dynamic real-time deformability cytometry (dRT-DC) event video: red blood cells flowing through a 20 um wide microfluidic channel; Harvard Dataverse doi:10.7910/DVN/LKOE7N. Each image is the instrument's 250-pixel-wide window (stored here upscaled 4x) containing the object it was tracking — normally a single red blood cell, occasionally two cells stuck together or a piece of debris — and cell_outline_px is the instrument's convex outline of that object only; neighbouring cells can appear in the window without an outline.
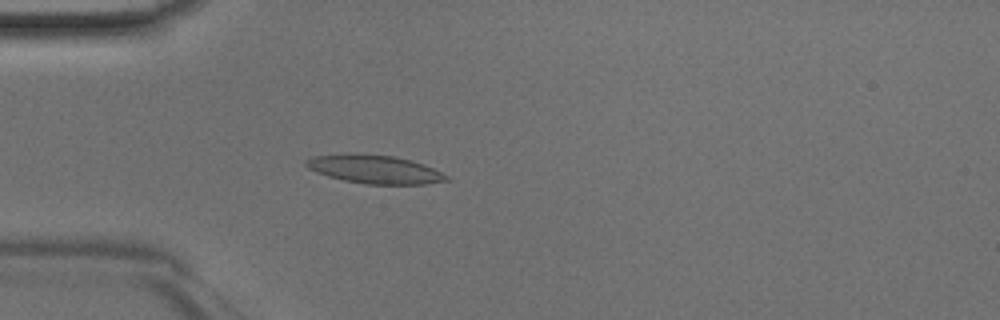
{"species": "Egyptian fruit bat (a non-hibernating species)", "species_latin": "Rousettus aegyptiacus", "temperature_condition": "room temperature", "stored_images_in_passage": 45, "camera_frame_rate_fps": 3000, "um_per_image_px": 0.085, "animal": {"sex": "male"}, "frame": {"image": 1, "passage_image": 12, "time_ms": 3.667, "image_size_px": [1000, 320], "cell_outline_px": [[452, 180], [424, 184], [364, 184], [344, 180], [328, 176], [316, 172], [308, 168], [304, 164], [304, 160], [316, 156], [348, 152], [356, 152], [392, 156], [412, 160], [424, 164], [452, 176]], "centroid_in_image_um": [31.88, 14.38], "position_along_channel_um": 53.1, "area_um2": 23.76}}
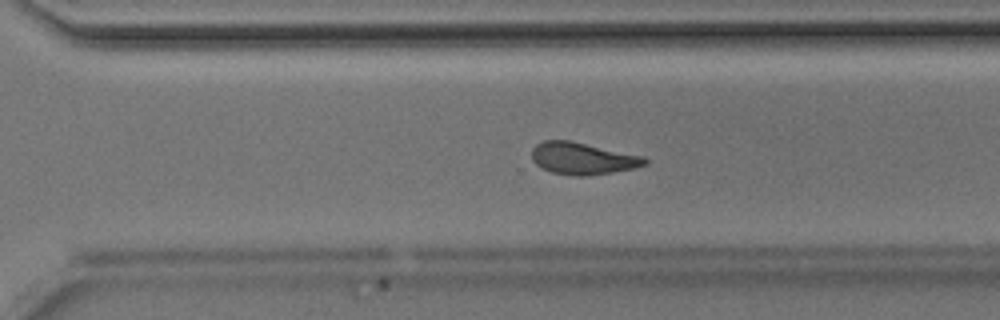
{"frame": {"image": 2, "passage_image": 31, "time_ms": 10.0, "image_size_px": [1000, 320], "cell_outline_px": [[648, 164], [632, 168], [612, 172], [588, 176], [576, 176], [552, 172], [540, 168], [532, 160], [532, 148], [536, 144], [544, 140], [568, 140], [644, 156], [648, 160]], "centroid_in_image_um": [49.5, 13.47], "position_along_channel_um": 321.1, "area_um2": 21.04}}
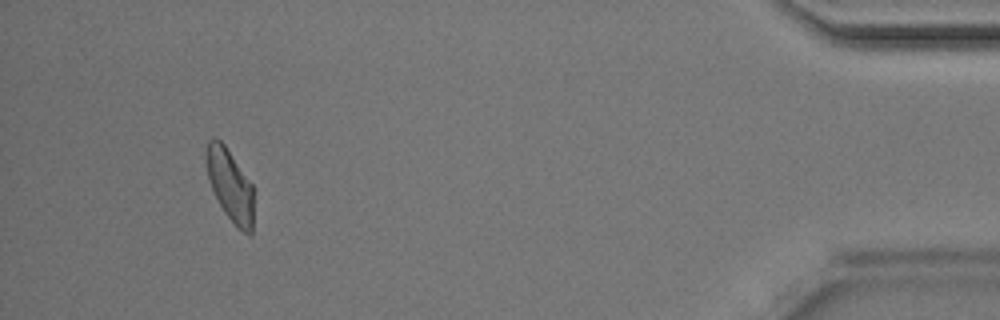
{"frame": {"image": 3, "passage_image": 42, "time_ms": 13.667, "image_size_px": [1000, 320], "cell_outline_px": [[252, 232], [244, 232], [224, 212], [208, 180], [204, 160], [204, 156], [208, 140], [212, 136], [220, 140], [224, 144], [252, 184]], "centroid_in_image_um": [19.49, 15.64], "position_along_channel_um": 415.7, "area_um2": 19.54}}